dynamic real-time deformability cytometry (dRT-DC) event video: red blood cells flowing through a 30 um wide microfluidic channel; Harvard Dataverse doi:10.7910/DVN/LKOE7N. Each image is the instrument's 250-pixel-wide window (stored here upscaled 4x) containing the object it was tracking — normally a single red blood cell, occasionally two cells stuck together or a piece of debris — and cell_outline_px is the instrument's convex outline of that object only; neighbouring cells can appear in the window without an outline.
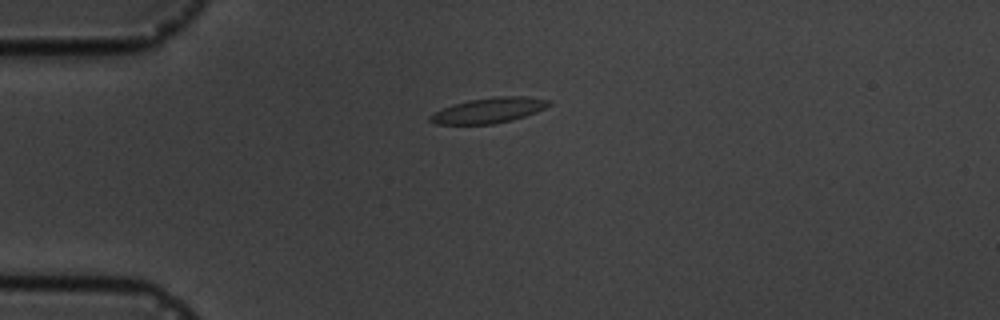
{"species": "common noctule bat (a hibernating species)", "species_latin": "Nyctalus noctula", "temperature_condition": "cold", "stored_images_in_passage": 2, "camera_frame_rate_fps": 3000, "um_per_image_px": 0.085, "animal": {"sex": "male", "body_mass_g": 19.5, "forearm_length_mm": 54.6}, "frame": {"image": 1, "passage_image": 1, "time_ms": 0.0, "image_size_px": [1000, 320], "cell_outline_px": [[552, 104], [536, 112], [512, 120], [492, 124], [436, 124], [428, 120], [428, 116], [452, 104], [468, 100], [492, 96], [528, 96], [552, 100]], "centroid_in_image_um": [41.58, 9.36], "position_along_channel_um": 43.4, "area_um2": 17.63}}